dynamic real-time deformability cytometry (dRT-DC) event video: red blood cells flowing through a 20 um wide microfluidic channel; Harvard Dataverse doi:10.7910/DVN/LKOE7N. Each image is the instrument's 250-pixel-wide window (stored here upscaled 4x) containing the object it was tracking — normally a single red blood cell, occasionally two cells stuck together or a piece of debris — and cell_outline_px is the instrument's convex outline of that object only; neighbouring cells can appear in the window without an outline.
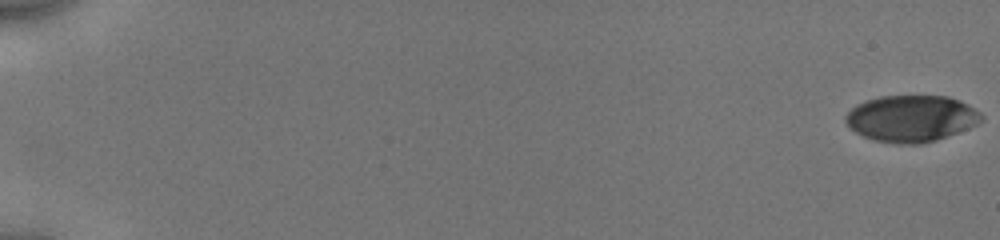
{"species": "human", "species_latin": "Homo sapiens", "temperature_condition": "cold", "stored_images_in_passage": 60, "camera_frame_rate_fps": 3000, "um_per_image_px": 0.085, "donor": {"sex": "male"}, "frame": {"image": 1, "passage_image": 1, "time_ms": 0.0, "image_size_px": [1000, 240], "cell_outline_px": [[984, 120], [968, 128], [948, 136], [924, 144], [900, 144], [876, 140], [864, 136], [848, 128], [844, 120], [844, 116], [856, 104], [880, 96], [948, 96], [960, 100], [968, 104], [980, 112], [984, 116]], "centroid_in_image_um": [77.47, 10.07], "position_along_channel_um": 7.5, "area_um2": 36.99}}
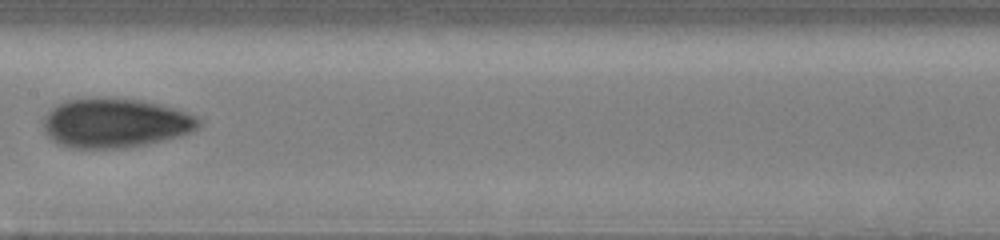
{"frame": {"image": 2, "passage_image": 35, "time_ms": 10.0, "image_size_px": [1000, 240], "cell_outline_px": [[200, 124], [192, 132], [180, 136], [144, 144], [124, 148], [76, 148], [60, 144], [52, 140], [44, 132], [44, 116], [56, 104], [68, 100], [140, 100], [160, 104], [196, 116], [200, 120]], "centroid_in_image_um": [9.79, 10.49], "position_along_channel_um": 197.6, "area_um2": 43.64}}
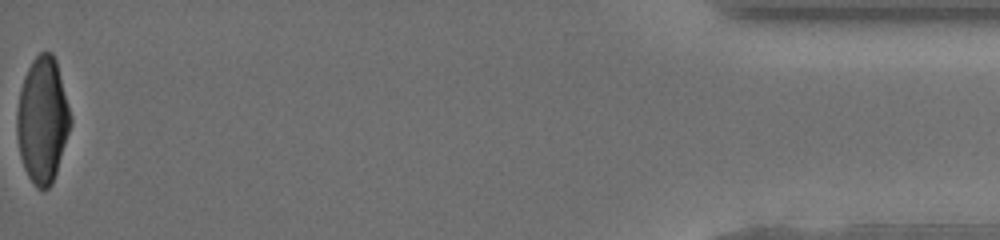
{"frame": {"image": 3, "passage_image": 60, "time_ms": 18.0, "image_size_px": [1000, 240], "cell_outline_px": [[72, 124], [52, 184], [48, 188], [36, 188], [28, 176], [24, 168], [20, 156], [16, 136], [16, 112], [20, 88], [24, 76], [32, 60], [40, 52], [52, 52], [56, 60], [72, 116]], "centroid_in_image_um": [3.61, 10.19], "position_along_channel_um": 431.6, "area_um2": 39.59}, "authors_computed_cell_mechanics": {"area_um2": 39.9398, "velocity_mm_per_s": 3.9601, "shape_relaxation_time_tau1_ms": 4.2787, "shape_relaxation_time_tau2_ms": 2.2101, "deformation_change_tau1": 0.1599, "deformation_change_tau2": 0.0656}}